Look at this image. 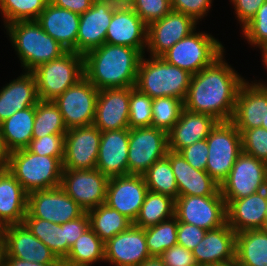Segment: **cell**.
<instances>
[{
  "label": "cell",
  "mask_w": 267,
  "mask_h": 266,
  "mask_svg": "<svg viewBox=\"0 0 267 266\" xmlns=\"http://www.w3.org/2000/svg\"><path fill=\"white\" fill-rule=\"evenodd\" d=\"M197 22L189 15L171 10L162 19L147 25V49L152 57H161L178 41L196 31Z\"/></svg>",
  "instance_id": "obj_17"
},
{
  "label": "cell",
  "mask_w": 267,
  "mask_h": 266,
  "mask_svg": "<svg viewBox=\"0 0 267 266\" xmlns=\"http://www.w3.org/2000/svg\"><path fill=\"white\" fill-rule=\"evenodd\" d=\"M101 131L94 125L68 129L64 139L63 169H96Z\"/></svg>",
  "instance_id": "obj_15"
},
{
  "label": "cell",
  "mask_w": 267,
  "mask_h": 266,
  "mask_svg": "<svg viewBox=\"0 0 267 266\" xmlns=\"http://www.w3.org/2000/svg\"><path fill=\"white\" fill-rule=\"evenodd\" d=\"M265 193H266V199H267V184L265 187ZM264 229L267 230V207H266V214H265V219H264Z\"/></svg>",
  "instance_id": "obj_62"
},
{
  "label": "cell",
  "mask_w": 267,
  "mask_h": 266,
  "mask_svg": "<svg viewBox=\"0 0 267 266\" xmlns=\"http://www.w3.org/2000/svg\"><path fill=\"white\" fill-rule=\"evenodd\" d=\"M225 201L227 223L236 233L264 229L267 207L265 189L241 199Z\"/></svg>",
  "instance_id": "obj_29"
},
{
  "label": "cell",
  "mask_w": 267,
  "mask_h": 266,
  "mask_svg": "<svg viewBox=\"0 0 267 266\" xmlns=\"http://www.w3.org/2000/svg\"><path fill=\"white\" fill-rule=\"evenodd\" d=\"M23 223L35 237L50 248L60 261L67 256L65 223L56 224L40 218H24Z\"/></svg>",
  "instance_id": "obj_37"
},
{
  "label": "cell",
  "mask_w": 267,
  "mask_h": 266,
  "mask_svg": "<svg viewBox=\"0 0 267 266\" xmlns=\"http://www.w3.org/2000/svg\"><path fill=\"white\" fill-rule=\"evenodd\" d=\"M159 257L166 266H192L197 264L192 251L178 244L165 250Z\"/></svg>",
  "instance_id": "obj_51"
},
{
  "label": "cell",
  "mask_w": 267,
  "mask_h": 266,
  "mask_svg": "<svg viewBox=\"0 0 267 266\" xmlns=\"http://www.w3.org/2000/svg\"><path fill=\"white\" fill-rule=\"evenodd\" d=\"M90 228L106 243L117 234L127 230L133 222L105 203L87 211Z\"/></svg>",
  "instance_id": "obj_34"
},
{
  "label": "cell",
  "mask_w": 267,
  "mask_h": 266,
  "mask_svg": "<svg viewBox=\"0 0 267 266\" xmlns=\"http://www.w3.org/2000/svg\"><path fill=\"white\" fill-rule=\"evenodd\" d=\"M49 0H0L4 24L37 20Z\"/></svg>",
  "instance_id": "obj_41"
},
{
  "label": "cell",
  "mask_w": 267,
  "mask_h": 266,
  "mask_svg": "<svg viewBox=\"0 0 267 266\" xmlns=\"http://www.w3.org/2000/svg\"><path fill=\"white\" fill-rule=\"evenodd\" d=\"M35 106L17 111L0 123V141L6 154L27 148L33 139Z\"/></svg>",
  "instance_id": "obj_32"
},
{
  "label": "cell",
  "mask_w": 267,
  "mask_h": 266,
  "mask_svg": "<svg viewBox=\"0 0 267 266\" xmlns=\"http://www.w3.org/2000/svg\"><path fill=\"white\" fill-rule=\"evenodd\" d=\"M223 56L192 75L183 101L187 110L208 114L219 122L232 120L237 94L245 81L225 62Z\"/></svg>",
  "instance_id": "obj_1"
},
{
  "label": "cell",
  "mask_w": 267,
  "mask_h": 266,
  "mask_svg": "<svg viewBox=\"0 0 267 266\" xmlns=\"http://www.w3.org/2000/svg\"><path fill=\"white\" fill-rule=\"evenodd\" d=\"M175 199L148 190L133 225L147 228L174 216Z\"/></svg>",
  "instance_id": "obj_36"
},
{
  "label": "cell",
  "mask_w": 267,
  "mask_h": 266,
  "mask_svg": "<svg viewBox=\"0 0 267 266\" xmlns=\"http://www.w3.org/2000/svg\"><path fill=\"white\" fill-rule=\"evenodd\" d=\"M49 2L57 7L81 15L92 7L94 0H49Z\"/></svg>",
  "instance_id": "obj_54"
},
{
  "label": "cell",
  "mask_w": 267,
  "mask_h": 266,
  "mask_svg": "<svg viewBox=\"0 0 267 266\" xmlns=\"http://www.w3.org/2000/svg\"><path fill=\"white\" fill-rule=\"evenodd\" d=\"M38 100L35 76L25 71L0 90V123L17 111L36 106Z\"/></svg>",
  "instance_id": "obj_31"
},
{
  "label": "cell",
  "mask_w": 267,
  "mask_h": 266,
  "mask_svg": "<svg viewBox=\"0 0 267 266\" xmlns=\"http://www.w3.org/2000/svg\"><path fill=\"white\" fill-rule=\"evenodd\" d=\"M4 266H62V264H41L38 262H31L19 258L4 256Z\"/></svg>",
  "instance_id": "obj_55"
},
{
  "label": "cell",
  "mask_w": 267,
  "mask_h": 266,
  "mask_svg": "<svg viewBox=\"0 0 267 266\" xmlns=\"http://www.w3.org/2000/svg\"><path fill=\"white\" fill-rule=\"evenodd\" d=\"M104 261V242L88 228L71 246L68 255L61 261L62 266H91Z\"/></svg>",
  "instance_id": "obj_35"
},
{
  "label": "cell",
  "mask_w": 267,
  "mask_h": 266,
  "mask_svg": "<svg viewBox=\"0 0 267 266\" xmlns=\"http://www.w3.org/2000/svg\"><path fill=\"white\" fill-rule=\"evenodd\" d=\"M99 90L84 76L53 100L68 129L93 125Z\"/></svg>",
  "instance_id": "obj_12"
},
{
  "label": "cell",
  "mask_w": 267,
  "mask_h": 266,
  "mask_svg": "<svg viewBox=\"0 0 267 266\" xmlns=\"http://www.w3.org/2000/svg\"><path fill=\"white\" fill-rule=\"evenodd\" d=\"M184 102L175 97H157L152 102L151 126L168 132L179 120Z\"/></svg>",
  "instance_id": "obj_42"
},
{
  "label": "cell",
  "mask_w": 267,
  "mask_h": 266,
  "mask_svg": "<svg viewBox=\"0 0 267 266\" xmlns=\"http://www.w3.org/2000/svg\"><path fill=\"white\" fill-rule=\"evenodd\" d=\"M150 257L145 228L131 225L104 243V261L115 266H138Z\"/></svg>",
  "instance_id": "obj_20"
},
{
  "label": "cell",
  "mask_w": 267,
  "mask_h": 266,
  "mask_svg": "<svg viewBox=\"0 0 267 266\" xmlns=\"http://www.w3.org/2000/svg\"><path fill=\"white\" fill-rule=\"evenodd\" d=\"M66 132L67 128L57 104L52 100L39 99L35 106L33 138Z\"/></svg>",
  "instance_id": "obj_38"
},
{
  "label": "cell",
  "mask_w": 267,
  "mask_h": 266,
  "mask_svg": "<svg viewBox=\"0 0 267 266\" xmlns=\"http://www.w3.org/2000/svg\"><path fill=\"white\" fill-rule=\"evenodd\" d=\"M267 84L244 81L237 94L231 122L237 129H253L265 123Z\"/></svg>",
  "instance_id": "obj_21"
},
{
  "label": "cell",
  "mask_w": 267,
  "mask_h": 266,
  "mask_svg": "<svg viewBox=\"0 0 267 266\" xmlns=\"http://www.w3.org/2000/svg\"><path fill=\"white\" fill-rule=\"evenodd\" d=\"M206 141L209 149L206 172L221 185L242 153L241 133L231 121L218 122Z\"/></svg>",
  "instance_id": "obj_8"
},
{
  "label": "cell",
  "mask_w": 267,
  "mask_h": 266,
  "mask_svg": "<svg viewBox=\"0 0 267 266\" xmlns=\"http://www.w3.org/2000/svg\"><path fill=\"white\" fill-rule=\"evenodd\" d=\"M5 255L41 264H62L56 255L35 237L24 223L1 228Z\"/></svg>",
  "instance_id": "obj_16"
},
{
  "label": "cell",
  "mask_w": 267,
  "mask_h": 266,
  "mask_svg": "<svg viewBox=\"0 0 267 266\" xmlns=\"http://www.w3.org/2000/svg\"><path fill=\"white\" fill-rule=\"evenodd\" d=\"M147 191L143 175L111 177L107 183L105 204L134 222Z\"/></svg>",
  "instance_id": "obj_18"
},
{
  "label": "cell",
  "mask_w": 267,
  "mask_h": 266,
  "mask_svg": "<svg viewBox=\"0 0 267 266\" xmlns=\"http://www.w3.org/2000/svg\"><path fill=\"white\" fill-rule=\"evenodd\" d=\"M28 193L4 167L0 169V228L21 224L27 214Z\"/></svg>",
  "instance_id": "obj_30"
},
{
  "label": "cell",
  "mask_w": 267,
  "mask_h": 266,
  "mask_svg": "<svg viewBox=\"0 0 267 266\" xmlns=\"http://www.w3.org/2000/svg\"><path fill=\"white\" fill-rule=\"evenodd\" d=\"M266 184L267 164L242 152L221 183L220 192L224 200L241 199L264 190Z\"/></svg>",
  "instance_id": "obj_10"
},
{
  "label": "cell",
  "mask_w": 267,
  "mask_h": 266,
  "mask_svg": "<svg viewBox=\"0 0 267 266\" xmlns=\"http://www.w3.org/2000/svg\"><path fill=\"white\" fill-rule=\"evenodd\" d=\"M212 0H171V9L191 16L196 22L208 13Z\"/></svg>",
  "instance_id": "obj_49"
},
{
  "label": "cell",
  "mask_w": 267,
  "mask_h": 266,
  "mask_svg": "<svg viewBox=\"0 0 267 266\" xmlns=\"http://www.w3.org/2000/svg\"><path fill=\"white\" fill-rule=\"evenodd\" d=\"M178 220L175 216L145 228V240L150 256L159 257L177 244Z\"/></svg>",
  "instance_id": "obj_40"
},
{
  "label": "cell",
  "mask_w": 267,
  "mask_h": 266,
  "mask_svg": "<svg viewBox=\"0 0 267 266\" xmlns=\"http://www.w3.org/2000/svg\"><path fill=\"white\" fill-rule=\"evenodd\" d=\"M142 56L136 48L104 43L83 55L84 76L98 90L134 87Z\"/></svg>",
  "instance_id": "obj_2"
},
{
  "label": "cell",
  "mask_w": 267,
  "mask_h": 266,
  "mask_svg": "<svg viewBox=\"0 0 267 266\" xmlns=\"http://www.w3.org/2000/svg\"><path fill=\"white\" fill-rule=\"evenodd\" d=\"M42 29L67 51L76 52L80 15L48 2L36 20Z\"/></svg>",
  "instance_id": "obj_28"
},
{
  "label": "cell",
  "mask_w": 267,
  "mask_h": 266,
  "mask_svg": "<svg viewBox=\"0 0 267 266\" xmlns=\"http://www.w3.org/2000/svg\"><path fill=\"white\" fill-rule=\"evenodd\" d=\"M85 212L59 186L28 193L27 214L24 218H40L52 223L64 224L79 218Z\"/></svg>",
  "instance_id": "obj_13"
},
{
  "label": "cell",
  "mask_w": 267,
  "mask_h": 266,
  "mask_svg": "<svg viewBox=\"0 0 267 266\" xmlns=\"http://www.w3.org/2000/svg\"><path fill=\"white\" fill-rule=\"evenodd\" d=\"M167 151L166 131L152 126L129 129L128 174L143 175Z\"/></svg>",
  "instance_id": "obj_11"
},
{
  "label": "cell",
  "mask_w": 267,
  "mask_h": 266,
  "mask_svg": "<svg viewBox=\"0 0 267 266\" xmlns=\"http://www.w3.org/2000/svg\"><path fill=\"white\" fill-rule=\"evenodd\" d=\"M117 6H130L134 0H111Z\"/></svg>",
  "instance_id": "obj_58"
},
{
  "label": "cell",
  "mask_w": 267,
  "mask_h": 266,
  "mask_svg": "<svg viewBox=\"0 0 267 266\" xmlns=\"http://www.w3.org/2000/svg\"><path fill=\"white\" fill-rule=\"evenodd\" d=\"M27 192L59 187L63 164L56 157L38 155L27 148L7 154L6 166Z\"/></svg>",
  "instance_id": "obj_5"
},
{
  "label": "cell",
  "mask_w": 267,
  "mask_h": 266,
  "mask_svg": "<svg viewBox=\"0 0 267 266\" xmlns=\"http://www.w3.org/2000/svg\"><path fill=\"white\" fill-rule=\"evenodd\" d=\"M37 95L40 100H55L84 77L83 55L67 51L61 57L34 69Z\"/></svg>",
  "instance_id": "obj_6"
},
{
  "label": "cell",
  "mask_w": 267,
  "mask_h": 266,
  "mask_svg": "<svg viewBox=\"0 0 267 266\" xmlns=\"http://www.w3.org/2000/svg\"><path fill=\"white\" fill-rule=\"evenodd\" d=\"M236 235L228 223L206 231L203 240L192 250L196 263L202 266H214L234 261Z\"/></svg>",
  "instance_id": "obj_24"
},
{
  "label": "cell",
  "mask_w": 267,
  "mask_h": 266,
  "mask_svg": "<svg viewBox=\"0 0 267 266\" xmlns=\"http://www.w3.org/2000/svg\"><path fill=\"white\" fill-rule=\"evenodd\" d=\"M153 98L130 87L129 98V129L139 127H150L152 122Z\"/></svg>",
  "instance_id": "obj_43"
},
{
  "label": "cell",
  "mask_w": 267,
  "mask_h": 266,
  "mask_svg": "<svg viewBox=\"0 0 267 266\" xmlns=\"http://www.w3.org/2000/svg\"><path fill=\"white\" fill-rule=\"evenodd\" d=\"M219 121L208 114L181 111L179 120L167 132L168 150L179 152L181 149L205 140Z\"/></svg>",
  "instance_id": "obj_26"
},
{
  "label": "cell",
  "mask_w": 267,
  "mask_h": 266,
  "mask_svg": "<svg viewBox=\"0 0 267 266\" xmlns=\"http://www.w3.org/2000/svg\"><path fill=\"white\" fill-rule=\"evenodd\" d=\"M129 128L103 131L96 169L108 178L128 175Z\"/></svg>",
  "instance_id": "obj_25"
},
{
  "label": "cell",
  "mask_w": 267,
  "mask_h": 266,
  "mask_svg": "<svg viewBox=\"0 0 267 266\" xmlns=\"http://www.w3.org/2000/svg\"><path fill=\"white\" fill-rule=\"evenodd\" d=\"M205 233V229L196 225L178 222L177 244L192 251L203 240Z\"/></svg>",
  "instance_id": "obj_50"
},
{
  "label": "cell",
  "mask_w": 267,
  "mask_h": 266,
  "mask_svg": "<svg viewBox=\"0 0 267 266\" xmlns=\"http://www.w3.org/2000/svg\"><path fill=\"white\" fill-rule=\"evenodd\" d=\"M4 255H5V248L0 238V266H4Z\"/></svg>",
  "instance_id": "obj_59"
},
{
  "label": "cell",
  "mask_w": 267,
  "mask_h": 266,
  "mask_svg": "<svg viewBox=\"0 0 267 266\" xmlns=\"http://www.w3.org/2000/svg\"><path fill=\"white\" fill-rule=\"evenodd\" d=\"M90 228L88 213L85 212L77 219L65 223V240H67V255L76 240Z\"/></svg>",
  "instance_id": "obj_52"
},
{
  "label": "cell",
  "mask_w": 267,
  "mask_h": 266,
  "mask_svg": "<svg viewBox=\"0 0 267 266\" xmlns=\"http://www.w3.org/2000/svg\"><path fill=\"white\" fill-rule=\"evenodd\" d=\"M65 134H51L41 138H33L27 149L35 154L56 157L61 162L64 157Z\"/></svg>",
  "instance_id": "obj_47"
},
{
  "label": "cell",
  "mask_w": 267,
  "mask_h": 266,
  "mask_svg": "<svg viewBox=\"0 0 267 266\" xmlns=\"http://www.w3.org/2000/svg\"><path fill=\"white\" fill-rule=\"evenodd\" d=\"M117 7L111 0H94L92 7L80 15L76 53L84 55L105 43L107 28Z\"/></svg>",
  "instance_id": "obj_19"
},
{
  "label": "cell",
  "mask_w": 267,
  "mask_h": 266,
  "mask_svg": "<svg viewBox=\"0 0 267 266\" xmlns=\"http://www.w3.org/2000/svg\"><path fill=\"white\" fill-rule=\"evenodd\" d=\"M260 50L262 52V57H263L262 58L263 59L262 62H264L263 65H265L266 68H267V43Z\"/></svg>",
  "instance_id": "obj_60"
},
{
  "label": "cell",
  "mask_w": 267,
  "mask_h": 266,
  "mask_svg": "<svg viewBox=\"0 0 267 266\" xmlns=\"http://www.w3.org/2000/svg\"><path fill=\"white\" fill-rule=\"evenodd\" d=\"M130 7L147 25L162 19L172 10L170 0H134Z\"/></svg>",
  "instance_id": "obj_46"
},
{
  "label": "cell",
  "mask_w": 267,
  "mask_h": 266,
  "mask_svg": "<svg viewBox=\"0 0 267 266\" xmlns=\"http://www.w3.org/2000/svg\"><path fill=\"white\" fill-rule=\"evenodd\" d=\"M208 151L205 139L181 149L179 153L193 168L206 171Z\"/></svg>",
  "instance_id": "obj_48"
},
{
  "label": "cell",
  "mask_w": 267,
  "mask_h": 266,
  "mask_svg": "<svg viewBox=\"0 0 267 266\" xmlns=\"http://www.w3.org/2000/svg\"><path fill=\"white\" fill-rule=\"evenodd\" d=\"M261 127L267 130V114L265 116V123H262Z\"/></svg>",
  "instance_id": "obj_63"
},
{
  "label": "cell",
  "mask_w": 267,
  "mask_h": 266,
  "mask_svg": "<svg viewBox=\"0 0 267 266\" xmlns=\"http://www.w3.org/2000/svg\"><path fill=\"white\" fill-rule=\"evenodd\" d=\"M223 45L212 35L191 32L161 57L168 63L194 75L212 65L224 54Z\"/></svg>",
  "instance_id": "obj_7"
},
{
  "label": "cell",
  "mask_w": 267,
  "mask_h": 266,
  "mask_svg": "<svg viewBox=\"0 0 267 266\" xmlns=\"http://www.w3.org/2000/svg\"><path fill=\"white\" fill-rule=\"evenodd\" d=\"M108 180L98 169H63L60 187L87 212L105 203Z\"/></svg>",
  "instance_id": "obj_14"
},
{
  "label": "cell",
  "mask_w": 267,
  "mask_h": 266,
  "mask_svg": "<svg viewBox=\"0 0 267 266\" xmlns=\"http://www.w3.org/2000/svg\"><path fill=\"white\" fill-rule=\"evenodd\" d=\"M238 131L242 138V152L267 164V130L257 127Z\"/></svg>",
  "instance_id": "obj_44"
},
{
  "label": "cell",
  "mask_w": 267,
  "mask_h": 266,
  "mask_svg": "<svg viewBox=\"0 0 267 266\" xmlns=\"http://www.w3.org/2000/svg\"><path fill=\"white\" fill-rule=\"evenodd\" d=\"M7 154L4 152L0 141V169L6 166Z\"/></svg>",
  "instance_id": "obj_57"
},
{
  "label": "cell",
  "mask_w": 267,
  "mask_h": 266,
  "mask_svg": "<svg viewBox=\"0 0 267 266\" xmlns=\"http://www.w3.org/2000/svg\"><path fill=\"white\" fill-rule=\"evenodd\" d=\"M175 175L178 196H214L220 185L206 171L193 168L179 152L167 151Z\"/></svg>",
  "instance_id": "obj_27"
},
{
  "label": "cell",
  "mask_w": 267,
  "mask_h": 266,
  "mask_svg": "<svg viewBox=\"0 0 267 266\" xmlns=\"http://www.w3.org/2000/svg\"><path fill=\"white\" fill-rule=\"evenodd\" d=\"M174 216L178 222L213 230L227 223V204L220 191L214 196H178Z\"/></svg>",
  "instance_id": "obj_9"
},
{
  "label": "cell",
  "mask_w": 267,
  "mask_h": 266,
  "mask_svg": "<svg viewBox=\"0 0 267 266\" xmlns=\"http://www.w3.org/2000/svg\"><path fill=\"white\" fill-rule=\"evenodd\" d=\"M249 44L260 49L267 43V1L259 8L256 15L242 28Z\"/></svg>",
  "instance_id": "obj_45"
},
{
  "label": "cell",
  "mask_w": 267,
  "mask_h": 266,
  "mask_svg": "<svg viewBox=\"0 0 267 266\" xmlns=\"http://www.w3.org/2000/svg\"><path fill=\"white\" fill-rule=\"evenodd\" d=\"M192 74L168 64L162 57L144 59L139 63L135 88L151 98L175 97L185 100Z\"/></svg>",
  "instance_id": "obj_4"
},
{
  "label": "cell",
  "mask_w": 267,
  "mask_h": 266,
  "mask_svg": "<svg viewBox=\"0 0 267 266\" xmlns=\"http://www.w3.org/2000/svg\"><path fill=\"white\" fill-rule=\"evenodd\" d=\"M138 266H166L160 257L150 256Z\"/></svg>",
  "instance_id": "obj_56"
},
{
  "label": "cell",
  "mask_w": 267,
  "mask_h": 266,
  "mask_svg": "<svg viewBox=\"0 0 267 266\" xmlns=\"http://www.w3.org/2000/svg\"><path fill=\"white\" fill-rule=\"evenodd\" d=\"M5 28L25 71L32 72L39 65L57 59L67 52L36 20L13 22L5 25Z\"/></svg>",
  "instance_id": "obj_3"
},
{
  "label": "cell",
  "mask_w": 267,
  "mask_h": 266,
  "mask_svg": "<svg viewBox=\"0 0 267 266\" xmlns=\"http://www.w3.org/2000/svg\"><path fill=\"white\" fill-rule=\"evenodd\" d=\"M130 87L99 90L93 125L101 132L129 128Z\"/></svg>",
  "instance_id": "obj_23"
},
{
  "label": "cell",
  "mask_w": 267,
  "mask_h": 266,
  "mask_svg": "<svg viewBox=\"0 0 267 266\" xmlns=\"http://www.w3.org/2000/svg\"><path fill=\"white\" fill-rule=\"evenodd\" d=\"M148 190L178 197V186L169 159L165 156L154 162L143 174Z\"/></svg>",
  "instance_id": "obj_39"
},
{
  "label": "cell",
  "mask_w": 267,
  "mask_h": 266,
  "mask_svg": "<svg viewBox=\"0 0 267 266\" xmlns=\"http://www.w3.org/2000/svg\"><path fill=\"white\" fill-rule=\"evenodd\" d=\"M235 260L242 266H267V230L237 233Z\"/></svg>",
  "instance_id": "obj_33"
},
{
  "label": "cell",
  "mask_w": 267,
  "mask_h": 266,
  "mask_svg": "<svg viewBox=\"0 0 267 266\" xmlns=\"http://www.w3.org/2000/svg\"><path fill=\"white\" fill-rule=\"evenodd\" d=\"M214 266H239V264L236 260H234V261L229 262V263L219 264V265H214Z\"/></svg>",
  "instance_id": "obj_61"
},
{
  "label": "cell",
  "mask_w": 267,
  "mask_h": 266,
  "mask_svg": "<svg viewBox=\"0 0 267 266\" xmlns=\"http://www.w3.org/2000/svg\"><path fill=\"white\" fill-rule=\"evenodd\" d=\"M267 0H232L235 14L242 28L256 15L259 8Z\"/></svg>",
  "instance_id": "obj_53"
},
{
  "label": "cell",
  "mask_w": 267,
  "mask_h": 266,
  "mask_svg": "<svg viewBox=\"0 0 267 266\" xmlns=\"http://www.w3.org/2000/svg\"><path fill=\"white\" fill-rule=\"evenodd\" d=\"M105 43L138 49L147 47V24L130 6H118L107 28Z\"/></svg>",
  "instance_id": "obj_22"
}]
</instances>
